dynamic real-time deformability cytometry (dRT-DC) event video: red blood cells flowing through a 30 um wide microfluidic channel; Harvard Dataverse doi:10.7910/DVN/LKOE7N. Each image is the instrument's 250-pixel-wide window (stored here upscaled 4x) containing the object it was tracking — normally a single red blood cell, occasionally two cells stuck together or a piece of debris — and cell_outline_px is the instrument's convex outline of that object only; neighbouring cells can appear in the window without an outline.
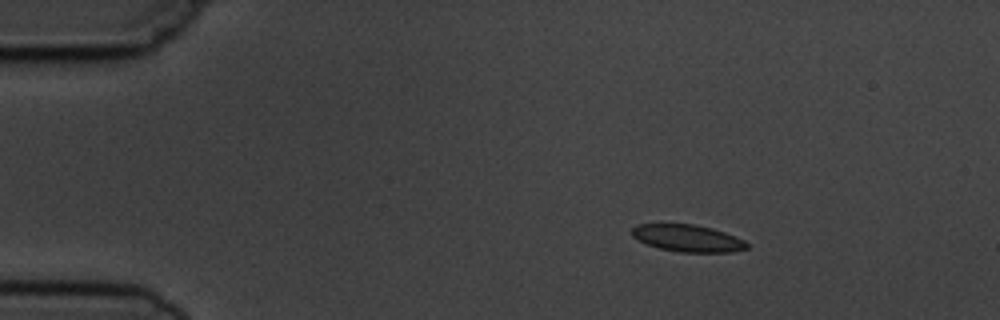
{"species": "common noctule bat (a hibernating species)", "species_latin": "Nyctalus noctula", "temperature_condition": "cold", "stored_images_in_passage": 3, "camera_frame_rate_fps": 3000, "um_per_image_px": 0.085, "animal": {"sex": "male", "body_mass_g": 19.5, "forearm_length_mm": 54.6}, "frame": {"image": 1, "passage_image": 1, "time_ms": 0.0, "image_size_px": [1000, 320], "cell_outline_px": [[748, 248], [732, 252], [680, 252], [660, 248], [648, 244], [632, 236], [632, 228], [636, 224], [692, 224], [712, 228], [724, 232], [744, 240], [748, 244]], "centroid_in_image_um": [58.46, 20.24], "position_along_channel_um": 26.5, "area_um2": 17.92}}